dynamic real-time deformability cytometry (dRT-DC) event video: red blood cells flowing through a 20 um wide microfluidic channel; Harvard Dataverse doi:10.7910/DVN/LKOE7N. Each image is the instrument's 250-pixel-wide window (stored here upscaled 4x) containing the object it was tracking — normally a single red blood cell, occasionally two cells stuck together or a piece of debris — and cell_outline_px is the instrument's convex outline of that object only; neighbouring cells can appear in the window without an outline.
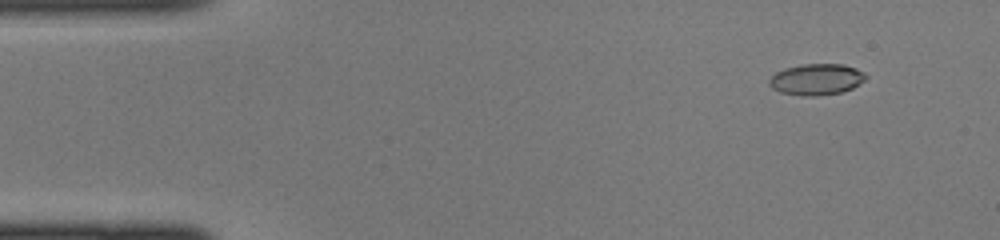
{"species": "common noctule bat (a hibernating species)", "species_latin": "Nyctalus noctula", "temperature_condition": "cold", "stored_images_in_passage": 44, "camera_frame_rate_fps": 3000, "um_per_image_px": 0.085, "animal": {"sex": "female", "body_mass_g": 22.0, "forearm_length_mm": 56.7}, "frame": {"image": 1, "passage_image": 4, "time_ms": 1.0, "image_size_px": [1000, 240], "cell_outline_px": [[868, 76], [864, 80], [852, 88], [840, 92], [816, 96], [800, 96], [780, 92], [772, 88], [768, 84], [768, 80], [776, 72], [784, 68], [804, 64], [844, 64], [856, 68], [864, 72]], "centroid_in_image_um": [69.38, 6.74], "position_along_channel_um": 15.6, "area_um2": 17.63}}
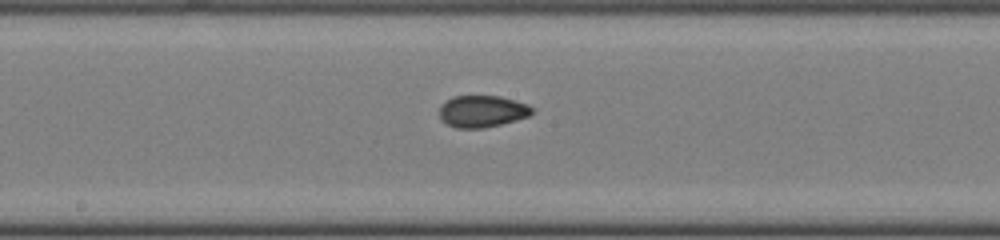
{"frame": {"image": 2, "passage_image": 23, "time_ms": 7.333, "image_size_px": [1000, 240], "cell_outline_px": [[532, 112], [528, 116], [516, 120], [484, 128], [456, 128], [440, 120], [440, 104], [452, 96], [500, 96], [516, 100], [528, 104], [532, 108]], "centroid_in_image_um": [40.96, 9.45], "position_along_channel_um": 207.2, "area_um2": 17.22}}
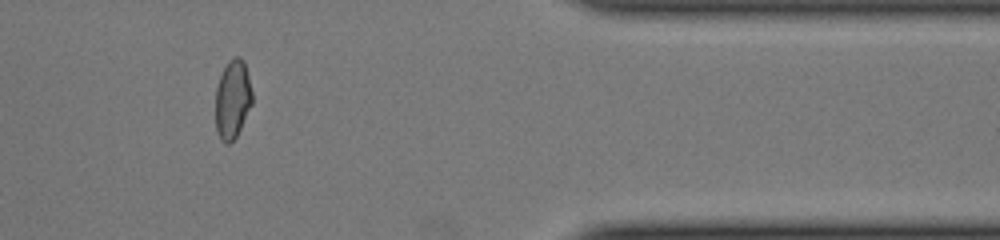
{"frame": {"image": 3, "passage_image": 37, "time_ms": 12.0, "image_size_px": [1000, 240], "cell_outline_px": [[252, 104], [236, 136], [228, 144], [224, 144], [220, 140], [216, 128], [216, 88], [220, 76], [228, 60], [236, 56], [240, 56], [244, 60], [252, 92]], "centroid_in_image_um": [19.76, 8.43], "position_along_channel_um": 391.6, "area_um2": 16.76}}